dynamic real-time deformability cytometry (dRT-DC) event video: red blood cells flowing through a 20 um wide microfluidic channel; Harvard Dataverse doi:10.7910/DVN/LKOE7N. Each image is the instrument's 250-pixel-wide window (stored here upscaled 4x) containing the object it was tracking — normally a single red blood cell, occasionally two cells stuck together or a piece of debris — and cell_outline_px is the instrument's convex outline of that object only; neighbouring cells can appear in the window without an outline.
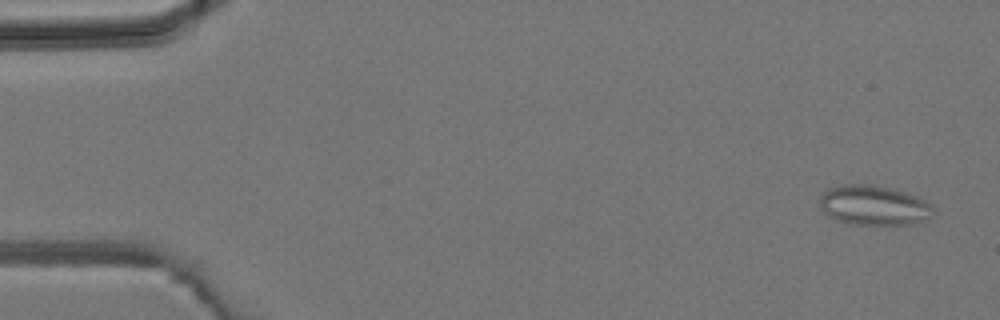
{"species": "common noctule bat (a hibernating species)", "species_latin": "Nyctalus noctula", "temperature_condition": "room temperature", "stored_images_in_passage": 4, "camera_frame_rate_fps": 3000, "um_per_image_px": 0.085, "animal": {"sex": "male", "body_mass_g": 19.2, "forearm_length_mm": 51.8}, "frame": {"image": 1, "passage_image": 1, "time_ms": 0.0, "image_size_px": [1000, 320], "cell_outline_px": [[932, 208], [928, 216], [908, 224], [852, 224], [836, 220], [824, 212], [820, 204], [820, 196], [828, 188], [844, 184], [872, 184], [904, 192], [916, 196], [932, 204]], "centroid_in_image_um": [74.19, 17.43], "position_along_channel_um": 10.8, "area_um2": 25.72}}